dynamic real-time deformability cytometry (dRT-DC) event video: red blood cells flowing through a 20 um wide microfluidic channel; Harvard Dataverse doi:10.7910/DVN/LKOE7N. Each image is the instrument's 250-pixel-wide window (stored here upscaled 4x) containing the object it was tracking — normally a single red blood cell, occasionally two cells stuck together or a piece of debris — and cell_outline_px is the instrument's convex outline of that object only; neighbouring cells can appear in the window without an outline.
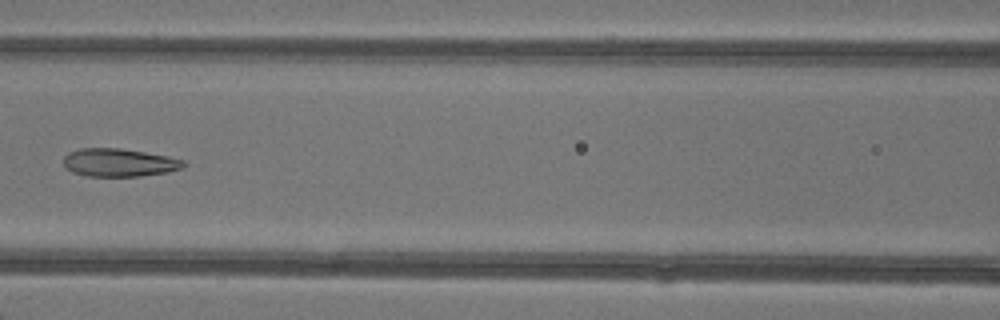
{"species": "common noctule bat (a hibernating species)", "species_latin": "Nyctalus noctula", "temperature_condition": "warm", "stored_images_in_passage": 6, "camera_frame_rate_fps": 3000, "um_per_image_px": 0.085, "animal": {"sex": "female"}, "frame": {"image": 1, "passage_image": 6, "time_ms": 5.667, "image_size_px": [1000, 320], "cell_outline_px": [[184, 164], [180, 168], [168, 172], [140, 176], [88, 176], [72, 172], [64, 164], [64, 156], [68, 152], [80, 148], [120, 148], [168, 156], [184, 160]], "centroid_in_image_um": [10.1, 13.81], "position_along_channel_um": 156.5, "area_um2": 19.48}}